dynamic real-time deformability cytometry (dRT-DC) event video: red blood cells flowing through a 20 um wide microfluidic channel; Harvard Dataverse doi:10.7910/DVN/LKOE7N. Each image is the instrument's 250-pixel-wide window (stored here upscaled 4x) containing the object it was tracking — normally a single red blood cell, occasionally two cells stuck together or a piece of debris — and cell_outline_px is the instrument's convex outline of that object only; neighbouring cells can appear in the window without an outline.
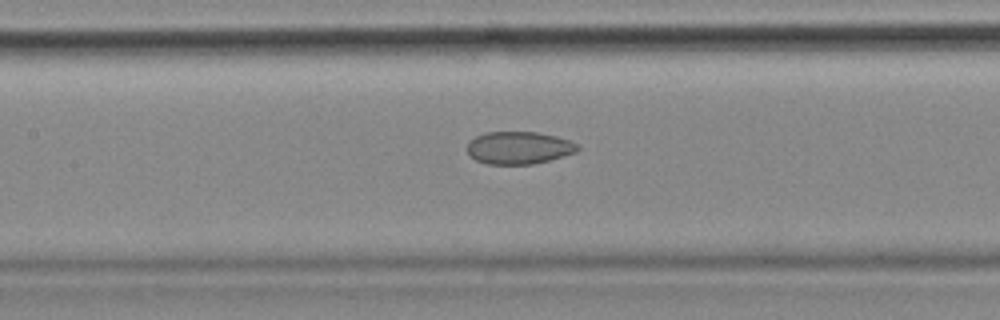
{"species": "common noctule bat (a hibernating species)", "species_latin": "Nyctalus noctula", "temperature_condition": "cold", "stored_images_in_passage": 56, "camera_frame_rate_fps": 3000, "um_per_image_px": 0.085, "animal": {"sex": "female", "body_mass_g": 18.4}, "frame": {"image": 1, "passage_image": 25, "time_ms": 8.0, "image_size_px": [1000, 320], "cell_outline_px": [[580, 148], [576, 152], [564, 156], [532, 164], [488, 164], [476, 160], [468, 152], [468, 140], [476, 136], [488, 132], [536, 132], [556, 136], [568, 140], [576, 144]], "centroid_in_image_um": [44.09, 12.56], "position_along_channel_um": 163.3, "area_um2": 20.75}, "authors_computed_cell_mechanics": {"area_um2": 22.7732, "velocity_mm_per_s": 3.564, "shape_relaxation_time_tau1_ms": null, "shape_relaxation_time_tau2_ms": 3.6954, "deformation_change_tau1": null, "deformation_change_tau2": 0.0845}}